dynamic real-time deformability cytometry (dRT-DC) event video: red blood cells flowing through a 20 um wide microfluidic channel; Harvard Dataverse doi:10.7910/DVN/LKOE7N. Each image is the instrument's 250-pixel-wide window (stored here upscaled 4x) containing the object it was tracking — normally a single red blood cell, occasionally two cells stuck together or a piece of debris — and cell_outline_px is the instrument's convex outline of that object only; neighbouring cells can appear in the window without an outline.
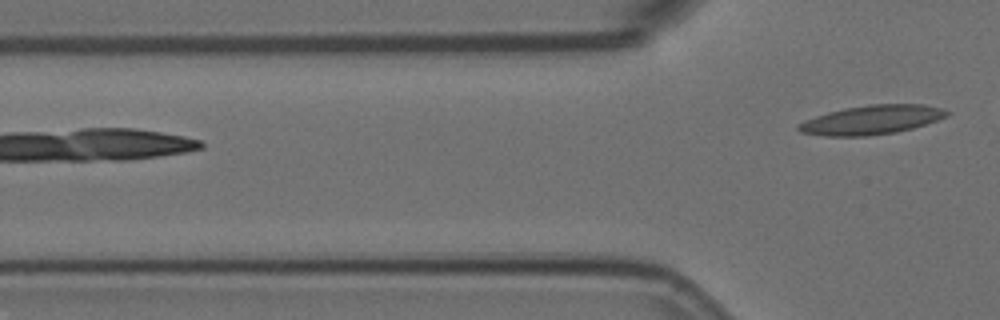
{"species": "Egyptian fruit bat (a non-hibernating species)", "species_latin": "Rousettus aegyptiacus", "temperature_condition": "room temperature", "stored_images_in_passage": 5, "camera_frame_rate_fps": 3000, "um_per_image_px": 0.085, "animal": {"sex": "female"}, "frame": {"image": 1, "passage_image": 5, "time_ms": 1.333, "image_size_px": [1000, 320], "cell_outline_px": [[952, 112], [948, 116], [912, 128], [896, 132], [868, 136], [824, 136], [800, 132], [796, 128], [796, 124], [804, 120], [828, 112], [844, 108], [868, 104], [924, 104], [944, 108]], "centroid_in_image_um": [74.09, 10.18], "position_along_channel_um": 51.7, "area_um2": 25.37}}